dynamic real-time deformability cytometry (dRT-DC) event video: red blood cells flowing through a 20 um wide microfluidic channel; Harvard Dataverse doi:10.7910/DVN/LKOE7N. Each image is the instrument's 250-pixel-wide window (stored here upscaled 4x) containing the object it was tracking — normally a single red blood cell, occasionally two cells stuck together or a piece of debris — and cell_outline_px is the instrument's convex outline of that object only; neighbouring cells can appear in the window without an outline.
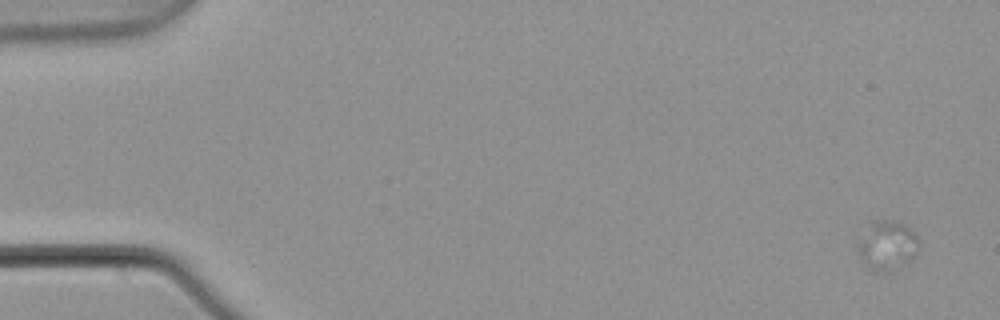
{"species": "common noctule bat (a hibernating species)", "species_latin": "Nyctalus noctula", "temperature_condition": "warm", "stored_images_in_passage": 5, "camera_frame_rate_fps": 3000, "um_per_image_px": 0.085, "animal": {"sex": "male", "body_mass_g": 21.5, "forearm_length_mm": 52.0}, "frame": {"image": 1, "passage_image": 2, "time_ms": 0.333, "image_size_px": [1000, 320], "cell_outline_px": [[920, 248], [912, 260], [888, 272], [872, 272], [860, 260], [860, 244], [876, 220], [892, 220], [908, 228], [920, 240]], "centroid_in_image_um": [75.5, 20.94], "position_along_channel_um": 9.5, "area_um2": 16.88}}
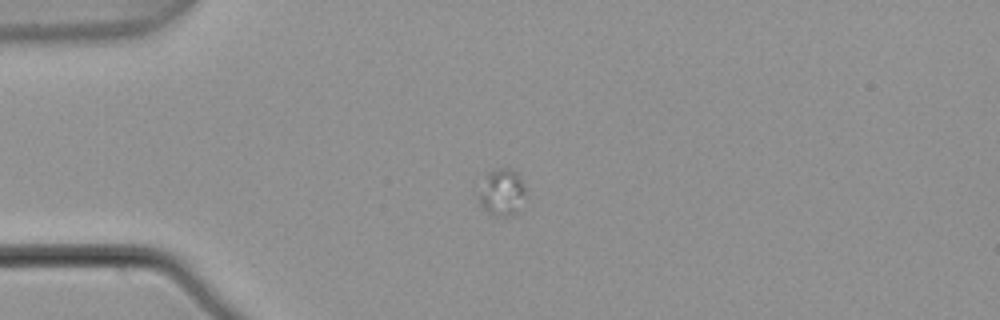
{"frame": {"image": 2, "passage_image": 5, "time_ms": 1.333, "image_size_px": [1000, 320], "cell_outline_px": [[524, 192], [520, 212], [516, 216], [496, 216], [488, 212], [480, 204], [480, 196], [488, 172], [500, 168], [508, 168], [516, 172], [524, 188]], "centroid_in_image_um": [42.71, 16.41], "position_along_channel_um": 42.3, "area_um2": 12.31}}